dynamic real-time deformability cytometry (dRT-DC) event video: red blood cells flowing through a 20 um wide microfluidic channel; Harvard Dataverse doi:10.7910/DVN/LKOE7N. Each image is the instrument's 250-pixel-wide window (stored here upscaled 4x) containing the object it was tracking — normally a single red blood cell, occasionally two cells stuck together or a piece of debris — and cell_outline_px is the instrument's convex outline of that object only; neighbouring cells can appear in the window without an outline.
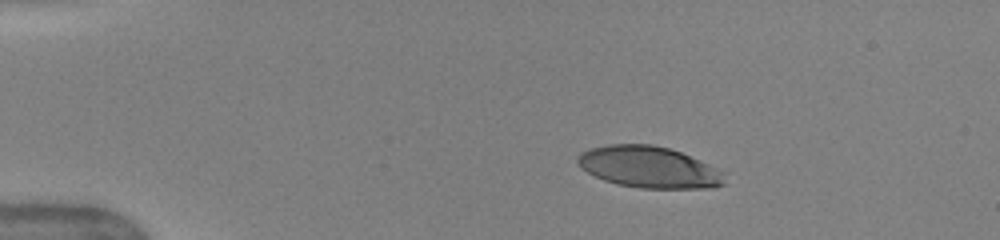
{"species": "human", "species_latin": "Homo sapiens", "temperature_condition": "warm", "stored_images_in_passage": 38, "camera_frame_rate_fps": 3000, "um_per_image_px": 0.085, "donor": {"sex": "female"}, "frame": {"image": 1, "passage_image": 1, "time_ms": 0.0, "image_size_px": [1000, 240], "cell_outline_px": [[724, 184], [712, 188], [640, 188], [616, 184], [604, 180], [580, 168], [576, 160], [580, 152], [592, 148], [608, 144], [652, 144], [668, 148], [680, 152], [700, 160], [724, 172]], "centroid_in_image_um": [55.14, 14.21], "position_along_channel_um": 29.9, "area_um2": 35.49}}
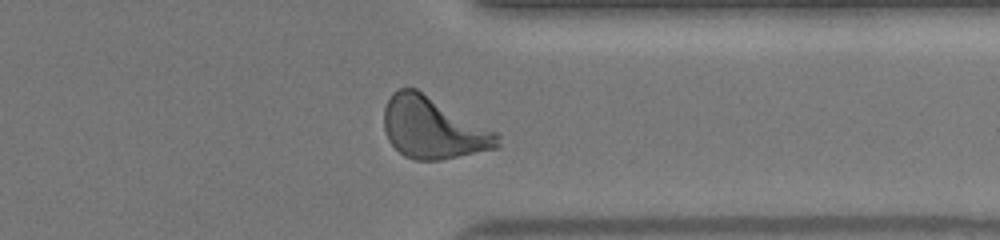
{"frame": {"image": 2, "passage_image": 32, "time_ms": 10.333, "image_size_px": [1000, 240], "cell_outline_px": [[500, 148], [440, 160], [416, 160], [404, 156], [388, 140], [384, 128], [384, 108], [392, 92], [400, 88], [416, 88], [496, 132], [500, 136]], "centroid_in_image_um": [36.81, 10.89], "position_along_channel_um": 374.6, "area_um2": 40.58}}
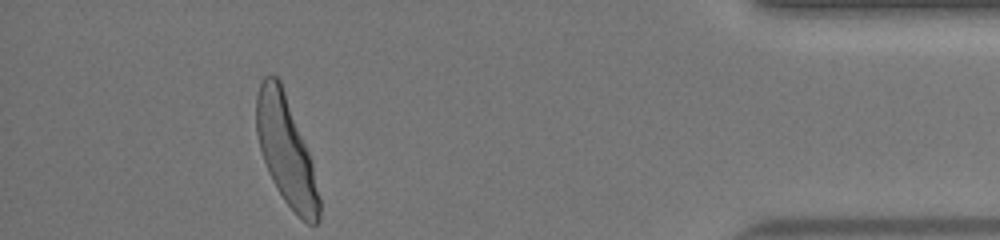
{"frame": {"image": 3, "passage_image": 38, "time_ms": 12.333, "image_size_px": [1000, 240], "cell_outline_px": [[320, 220], [316, 224], [308, 224], [284, 200], [276, 188], [268, 172], [260, 148], [256, 132], [256, 96], [260, 84], [264, 76], [268, 72], [272, 72], [280, 80], [312, 160], [320, 200]], "centroid_in_image_um": [24.31, 12.77], "position_along_channel_um": 410.9, "area_um2": 39.36}, "authors_computed_cell_mechanics": {"area_um2": 38.7838, "velocity_mm_per_s": 4.0427, "shape_relaxation_time_tau1_ms": 3.3972, "shape_relaxation_time_tau2_ms": null, "deformation_change_tau1": 0.2077, "deformation_change_tau2": null}}